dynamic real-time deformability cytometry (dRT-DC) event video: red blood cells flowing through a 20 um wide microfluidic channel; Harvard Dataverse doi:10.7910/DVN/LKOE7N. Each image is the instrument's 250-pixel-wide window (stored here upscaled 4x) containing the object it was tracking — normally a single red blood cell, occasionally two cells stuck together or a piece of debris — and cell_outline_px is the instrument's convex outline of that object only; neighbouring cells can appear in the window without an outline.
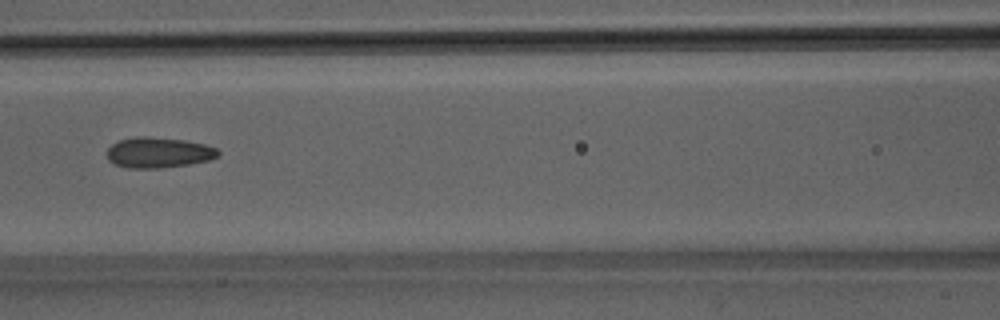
{"species": "Egyptian fruit bat (a non-hibernating species)", "species_latin": "Rousettus aegyptiacus", "temperature_condition": "room temperature", "stored_images_in_passage": 47, "camera_frame_rate_fps": 3000, "um_per_image_px": 0.085, "animal": {"sex": "male"}, "frame": {"image": 1, "passage_image": 23, "time_ms": 7.333, "image_size_px": [1000, 320], "cell_outline_px": [[220, 152], [216, 156], [208, 160], [188, 164], [160, 168], [128, 168], [116, 164], [108, 160], [108, 148], [112, 144], [120, 140], [136, 136], [144, 136], [184, 140], [204, 144], [216, 148]], "centroid_in_image_um": [13.45, 12.96], "position_along_channel_um": 153.1, "area_um2": 19.54}}
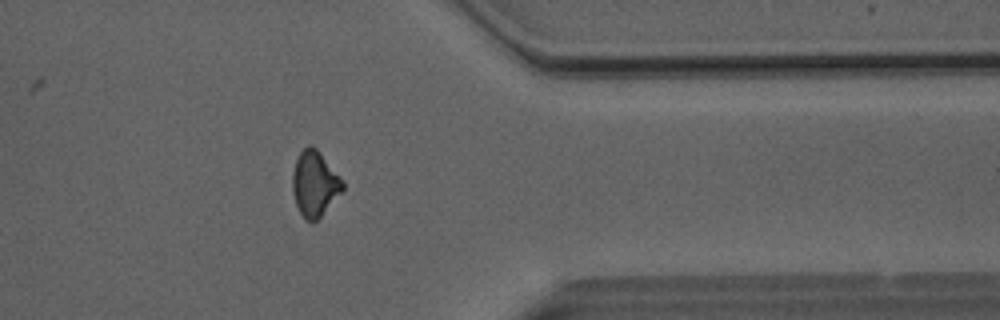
{"frame": {"image": 2, "passage_image": 41, "time_ms": 13.333, "image_size_px": [1000, 320], "cell_outline_px": [[344, 188], [320, 216], [316, 220], [304, 220], [296, 204], [292, 188], [292, 172], [296, 160], [300, 152], [308, 144], [312, 144], [316, 148], [344, 180]], "centroid_in_image_um": [26.74, 15.57], "position_along_channel_um": 384.7, "area_um2": 18.9}}